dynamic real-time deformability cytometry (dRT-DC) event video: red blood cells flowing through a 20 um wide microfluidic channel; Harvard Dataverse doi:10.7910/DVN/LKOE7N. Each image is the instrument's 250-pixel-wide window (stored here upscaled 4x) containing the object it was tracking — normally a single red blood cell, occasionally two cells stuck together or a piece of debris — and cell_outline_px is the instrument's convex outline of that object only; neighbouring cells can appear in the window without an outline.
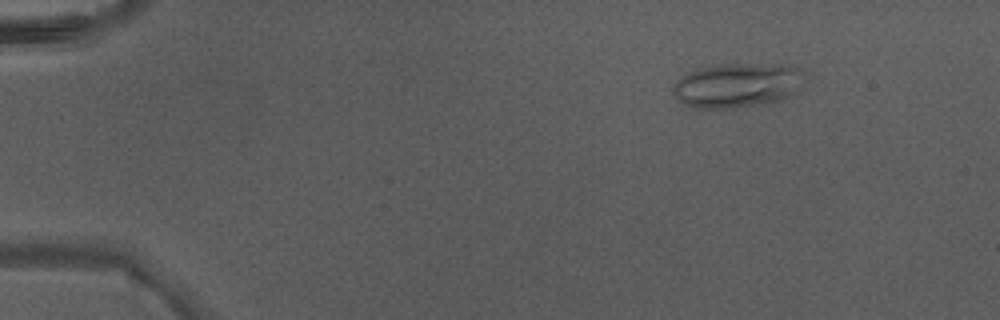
{"species": "Egyptian fruit bat (a non-hibernating species)", "species_latin": "Rousettus aegyptiacus", "temperature_condition": "warm", "stored_images_in_passage": 4, "camera_frame_rate_fps": 3000, "um_per_image_px": 0.085, "animal": {"sex": "male"}, "frame": {"image": 1, "passage_image": 2, "time_ms": 0.333, "image_size_px": [1000, 320], "cell_outline_px": [[796, 68], [792, 96], [768, 104], [732, 108], [696, 108], [680, 104], [672, 92], [672, 84], [680, 76], [688, 72], [700, 68], [720, 64], [788, 64]], "centroid_in_image_um": [62.46, 7.27], "position_along_channel_um": 22.5, "area_um2": 33.52}}